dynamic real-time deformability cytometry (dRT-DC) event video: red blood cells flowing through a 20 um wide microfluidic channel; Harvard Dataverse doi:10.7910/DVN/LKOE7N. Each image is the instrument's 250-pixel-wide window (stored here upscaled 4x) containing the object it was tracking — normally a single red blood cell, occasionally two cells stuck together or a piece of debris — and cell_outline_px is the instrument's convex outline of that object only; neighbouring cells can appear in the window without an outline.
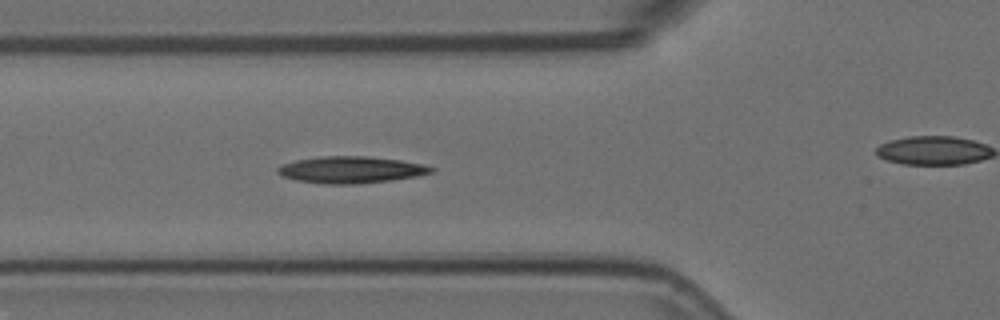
{"species": "Egyptian fruit bat (a non-hibernating species)", "species_latin": "Rousettus aegyptiacus", "temperature_condition": "room temperature", "stored_images_in_passage": 37, "camera_frame_rate_fps": 3000, "um_per_image_px": 0.085, "animal": {"sex": "female"}, "frame": {"image": 1, "passage_image": 7, "time_ms": 2.0, "image_size_px": [1000, 320], "cell_outline_px": [[436, 168], [432, 172], [416, 176], [392, 180], [356, 184], [324, 184], [296, 180], [280, 176], [276, 172], [276, 168], [284, 164], [296, 160], [320, 156], [368, 156], [400, 160], [424, 164]], "centroid_in_image_um": [29.81, 14.43], "position_along_channel_um": 96.0, "area_um2": 24.04}}
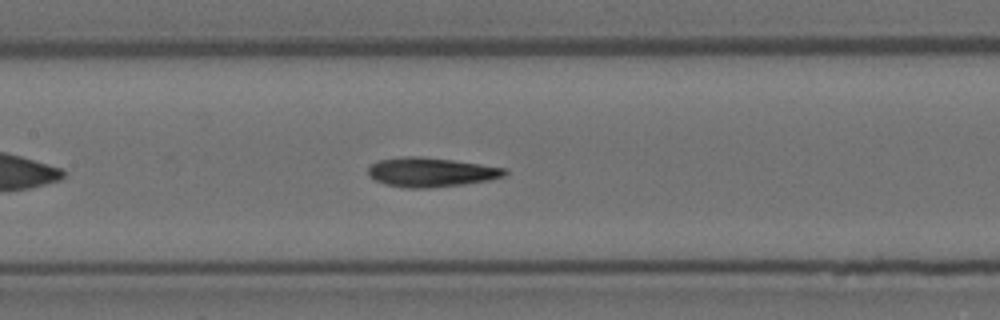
{"frame": {"image": 2, "passage_image": 13, "time_ms": 4.0, "image_size_px": [1000, 320], "cell_outline_px": [[508, 172], [504, 176], [488, 180], [464, 184], [428, 188], [408, 188], [384, 184], [368, 176], [368, 168], [372, 164], [380, 160], [404, 156], [416, 156], [452, 160], [508, 168]], "centroid_in_image_um": [36.64, 14.64], "position_along_channel_um": 170.8, "area_um2": 23.24}}
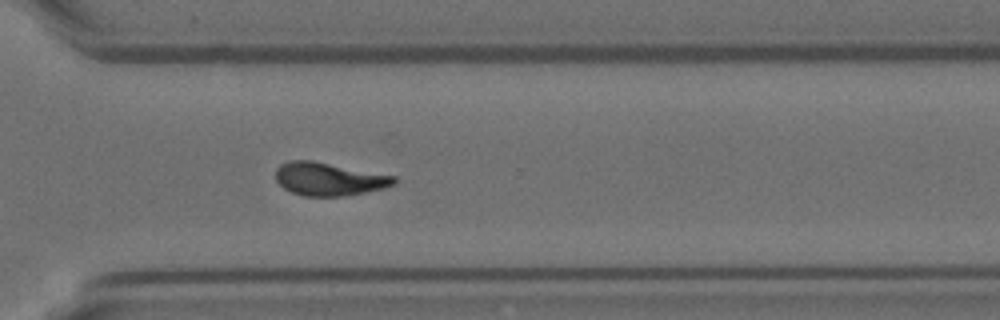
{"frame": {"image": 3, "passage_image": 27, "time_ms": 8.667, "image_size_px": [1000, 320], "cell_outline_px": [[396, 184], [384, 188], [344, 196], [304, 196], [292, 192], [284, 188], [276, 180], [276, 168], [280, 164], [288, 160], [312, 160], [396, 176]], "centroid_in_image_um": [27.95, 15.21], "position_along_channel_um": 342.6, "area_um2": 22.83}, "authors_computed_cell_mechanics": {"area_um2": 22.831, "velocity_mm_per_s": 3.7014, "shape_relaxation_time_tau1_ms": null, "shape_relaxation_time_tau2_ms": 3.2056, "deformation_change_tau1": null, "deformation_change_tau2": 0.1047}}